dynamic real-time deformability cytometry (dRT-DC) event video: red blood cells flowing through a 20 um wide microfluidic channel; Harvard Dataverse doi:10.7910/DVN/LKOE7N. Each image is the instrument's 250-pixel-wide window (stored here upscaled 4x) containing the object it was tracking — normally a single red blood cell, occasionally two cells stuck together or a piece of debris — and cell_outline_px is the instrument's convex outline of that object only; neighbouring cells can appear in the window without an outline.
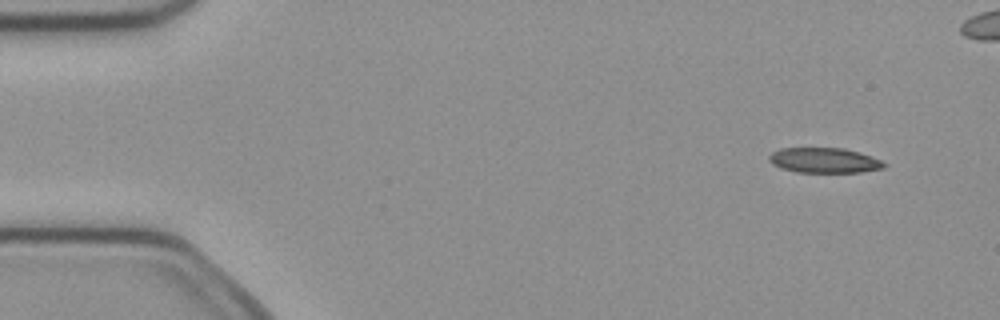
{"species": "common noctule bat (a hibernating species)", "species_latin": "Nyctalus noctula", "temperature_condition": "cold", "stored_images_in_passage": 5, "camera_frame_rate_fps": 3000, "um_per_image_px": 0.085, "animal": {"sex": "female", "body_mass_g": 21.9}, "frame": {"image": 1, "passage_image": 1, "time_ms": 0.0, "image_size_px": [1000, 320], "cell_outline_px": [[888, 164], [884, 168], [860, 172], [796, 172], [780, 168], [772, 164], [768, 160], [768, 156], [772, 152], [780, 148], [844, 148], [860, 152], [872, 156]], "centroid_in_image_um": [70.05, 13.63], "position_along_channel_um": 14.9, "area_um2": 16.99}}